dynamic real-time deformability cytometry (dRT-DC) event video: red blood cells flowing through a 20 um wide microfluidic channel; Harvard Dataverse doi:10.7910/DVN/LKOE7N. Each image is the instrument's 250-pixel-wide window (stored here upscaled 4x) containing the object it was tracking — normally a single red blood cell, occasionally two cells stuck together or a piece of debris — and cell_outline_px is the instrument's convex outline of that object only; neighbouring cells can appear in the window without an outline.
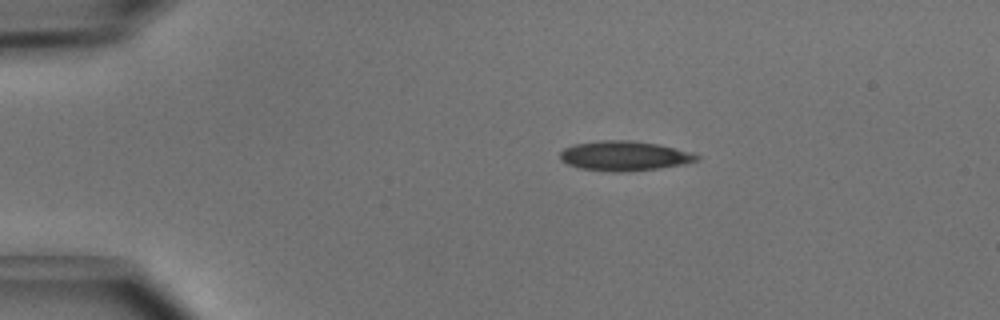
{"species": "common noctule bat (a hibernating species)", "species_latin": "Nyctalus noctula", "temperature_condition": "cold", "stored_images_in_passage": 4, "camera_frame_rate_fps": 3000, "um_per_image_px": 0.085, "animal": {"sex": "male", "body_mass_g": 15.6}, "frame": {"image": 1, "passage_image": 1, "time_ms": 0.0, "image_size_px": [1000, 320], "cell_outline_px": [[700, 160], [684, 164], [660, 168], [624, 172], [612, 172], [580, 168], [568, 164], [560, 160], [560, 152], [564, 148], [576, 144], [600, 140], [628, 140], [660, 144], [692, 152], [700, 156]], "centroid_in_image_um": [53.1, 13.25], "position_along_channel_um": 31.9, "area_um2": 23.81}}
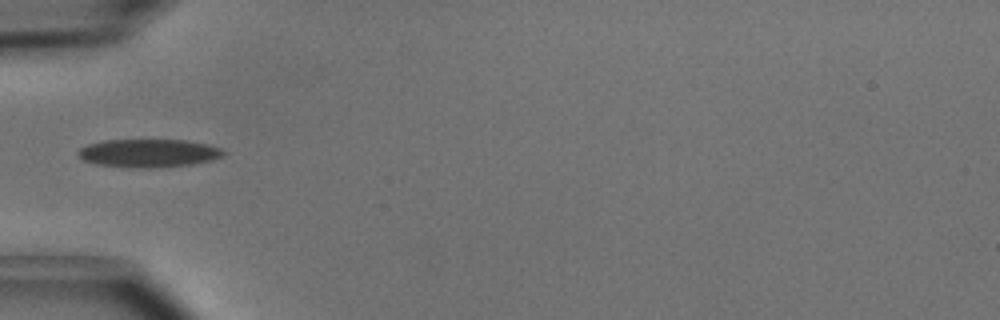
{"frame": {"image": 2, "passage_image": 3, "time_ms": 0.667, "image_size_px": [1000, 320], "cell_outline_px": [[228, 152], [224, 156], [212, 160], [192, 164], [160, 168], [140, 168], [92, 164], [84, 160], [76, 152], [80, 148], [88, 144], [104, 140], [188, 140], [208, 144], [220, 148]], "centroid_in_image_um": [12.67, 13.02], "position_along_channel_um": 72.3, "area_um2": 24.16}}